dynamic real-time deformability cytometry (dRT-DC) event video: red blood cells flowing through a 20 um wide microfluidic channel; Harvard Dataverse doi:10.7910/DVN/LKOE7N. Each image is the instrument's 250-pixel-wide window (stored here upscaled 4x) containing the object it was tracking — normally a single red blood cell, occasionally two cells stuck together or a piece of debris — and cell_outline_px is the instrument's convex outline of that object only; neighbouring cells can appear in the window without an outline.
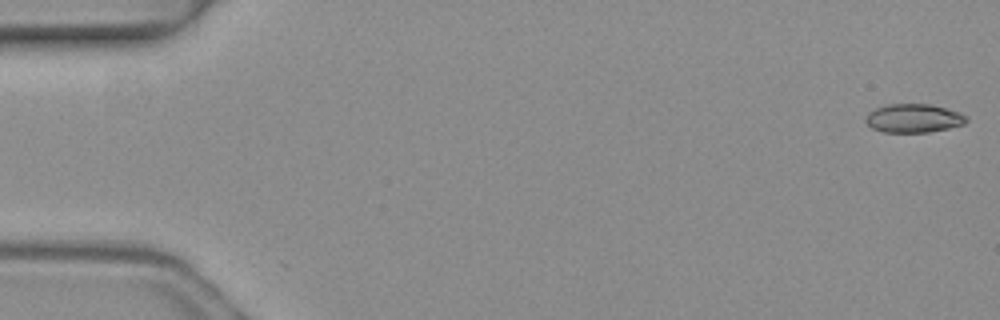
{"species": "common noctule bat (a hibernating species)", "species_latin": "Nyctalus noctula", "temperature_condition": "warm", "stored_images_in_passage": 4, "camera_frame_rate_fps": 3000, "um_per_image_px": 0.085, "animal": {"sex": "female", "body_mass_g": 19.3, "forearm_length_mm": 54.1}, "frame": {"image": 1, "passage_image": 1, "time_ms": 0.0, "image_size_px": [1000, 320], "cell_outline_px": [[968, 120], [964, 124], [948, 128], [928, 132], [884, 132], [872, 128], [864, 120], [868, 112], [876, 108], [888, 104], [928, 104], [960, 112], [968, 116]], "centroid_in_image_um": [77.66, 10.05], "position_along_channel_um": 7.3, "area_um2": 16.76}}
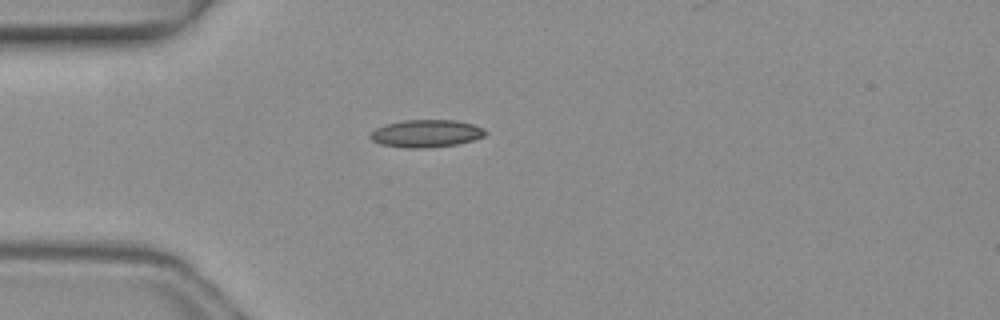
{"frame": {"image": 2, "passage_image": 4, "time_ms": 1.0, "image_size_px": [1000, 320], "cell_outline_px": [[488, 132], [484, 136], [472, 140], [456, 144], [428, 148], [404, 148], [380, 144], [372, 140], [368, 136], [376, 128], [388, 124], [404, 120], [456, 120], [472, 124], [484, 128]], "centroid_in_image_um": [36.23, 11.35], "position_along_channel_um": 48.8, "area_um2": 18.44}}